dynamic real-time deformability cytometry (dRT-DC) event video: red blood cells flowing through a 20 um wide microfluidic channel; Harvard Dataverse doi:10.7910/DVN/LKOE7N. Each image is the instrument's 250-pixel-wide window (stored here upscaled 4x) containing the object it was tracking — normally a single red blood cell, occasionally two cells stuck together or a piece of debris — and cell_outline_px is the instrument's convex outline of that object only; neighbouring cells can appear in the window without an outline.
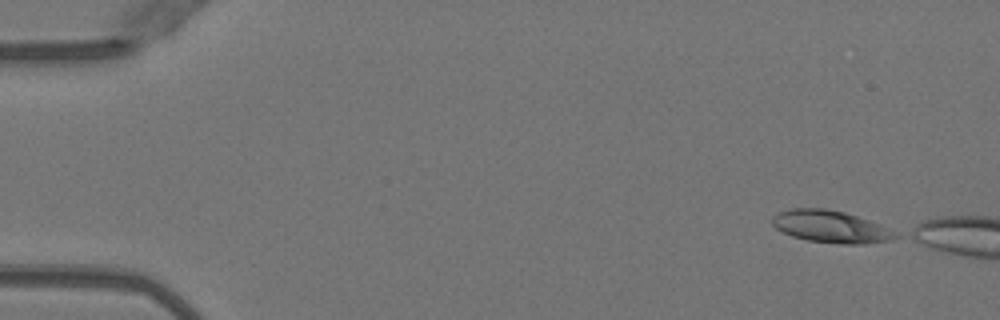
{"species": "Egyptian fruit bat (a non-hibernating species)", "species_latin": "Rousettus aegyptiacus", "temperature_condition": "warm", "stored_images_in_passage": 10, "camera_frame_rate_fps": 3000, "um_per_image_px": 0.085, "animal": {"sex": "female"}, "frame": {"image": 1, "passage_image": 1, "time_ms": 0.0, "image_size_px": [1000, 320], "cell_outline_px": [[900, 236], [888, 240], [864, 244], [844, 244], [808, 240], [792, 236], [776, 228], [772, 224], [772, 216], [776, 212], [792, 208], [828, 208], [844, 212], [880, 224], [900, 232]], "centroid_in_image_um": [70.63, 19.25], "position_along_channel_um": 14.4, "area_um2": 23.18}}